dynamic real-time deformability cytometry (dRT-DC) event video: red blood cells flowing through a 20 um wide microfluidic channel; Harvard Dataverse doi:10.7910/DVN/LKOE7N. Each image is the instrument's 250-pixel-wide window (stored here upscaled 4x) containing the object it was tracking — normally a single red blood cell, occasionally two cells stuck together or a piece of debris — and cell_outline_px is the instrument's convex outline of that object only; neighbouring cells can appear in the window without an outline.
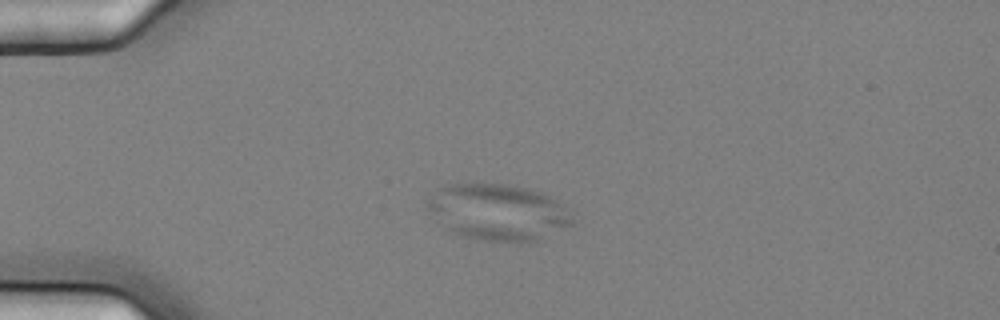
{"species": "common noctule bat (a hibernating species)", "species_latin": "Nyctalus noctula", "temperature_condition": "cold", "stored_images_in_passage": 7, "camera_frame_rate_fps": 3000, "um_per_image_px": 0.085, "animal": {"sex": "female", "body_mass_g": 25.1}, "frame": {"image": 1, "passage_image": 5, "time_ms": 1.333, "image_size_px": [1000, 320], "cell_outline_px": [[572, 224], [536, 240], [484, 240], [452, 232], [424, 208], [424, 204], [440, 188], [448, 184], [476, 180], [504, 184], [544, 192], [572, 220]], "centroid_in_image_um": [42.19, 17.96], "position_along_channel_um": 42.8, "area_um2": 46.53}}
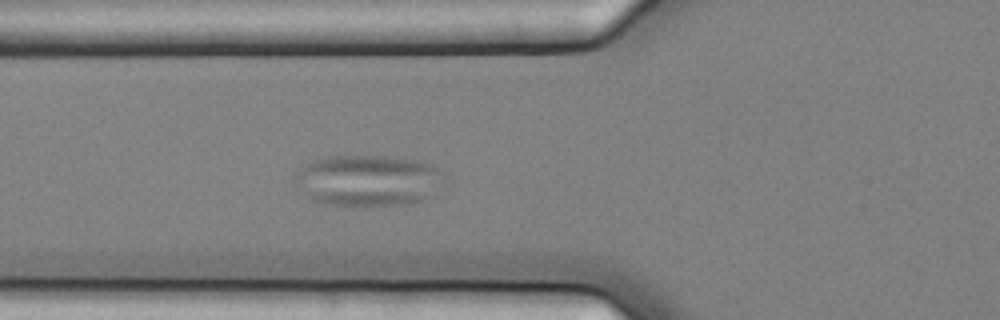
{"frame": {"image": 2, "passage_image": 7, "time_ms": 2.0, "image_size_px": [1000, 320], "cell_outline_px": [[440, 172], [424, 196], [420, 200], [400, 204], [324, 204], [312, 200], [292, 180], [312, 160], [328, 156], [388, 156], [416, 160], [432, 164], [440, 168]], "centroid_in_image_um": [31.13, 15.29], "position_along_channel_um": 94.7, "area_um2": 42.43}}